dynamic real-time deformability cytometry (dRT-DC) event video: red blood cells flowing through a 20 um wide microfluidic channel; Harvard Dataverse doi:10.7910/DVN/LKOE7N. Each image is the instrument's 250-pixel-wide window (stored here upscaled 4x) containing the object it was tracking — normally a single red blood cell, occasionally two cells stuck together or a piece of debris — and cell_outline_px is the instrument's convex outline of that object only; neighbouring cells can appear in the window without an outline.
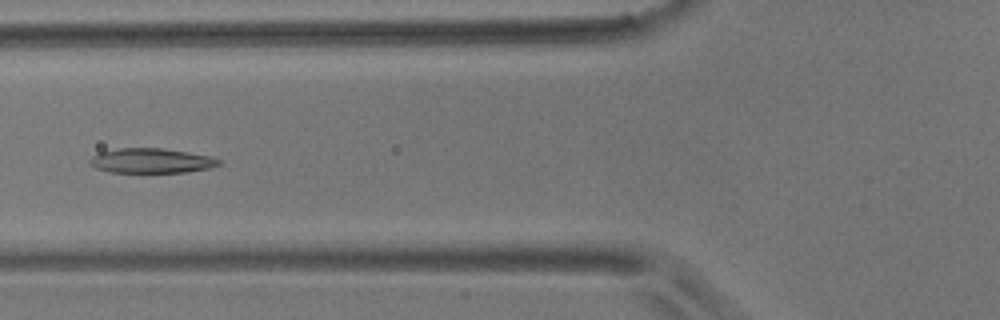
{"species": "common noctule bat (a hibernating species)", "species_latin": "Nyctalus noctula", "temperature_condition": "room temperature", "stored_images_in_passage": 9, "camera_frame_rate_fps": 3000, "um_per_image_px": 0.085, "animal": {"sex": "male", "body_mass_g": 17.9}, "frame": {"image": 1, "passage_image": 6, "time_ms": 6.667, "image_size_px": [1000, 320], "cell_outline_px": [[220, 164], [208, 168], [184, 172], [112, 172], [96, 168], [88, 160], [92, 156], [100, 152], [120, 148], [164, 148], [188, 152], [208, 156], [220, 160]], "centroid_in_image_um": [12.84, 13.65], "position_along_channel_um": 113.0, "area_um2": 18.32}}
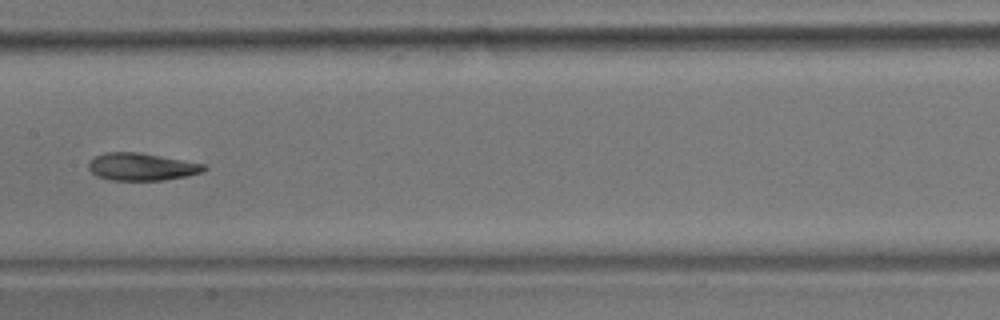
{"frame": {"image": 2, "passage_image": 8, "time_ms": 9.0, "image_size_px": [1000, 320], "cell_outline_px": [[208, 168], [204, 172], [188, 176], [164, 180], [108, 180], [96, 176], [88, 168], [88, 160], [104, 152], [140, 152], [204, 164]], "centroid_in_image_um": [12.03, 14.18], "position_along_channel_um": 195.4, "area_um2": 18.67}}
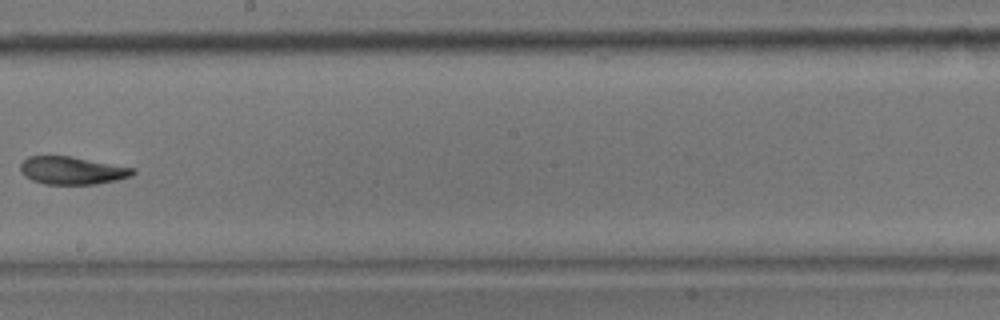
{"frame": {"image": 3, "passage_image": 9, "time_ms": 10.333, "image_size_px": [1000, 320], "cell_outline_px": [[136, 172], [132, 176], [116, 180], [96, 184], [44, 184], [32, 180], [24, 176], [20, 172], [20, 164], [28, 156], [72, 156], [132, 168]], "centroid_in_image_um": [6.09, 14.49], "position_along_channel_um": 242.1, "area_um2": 18.15}}